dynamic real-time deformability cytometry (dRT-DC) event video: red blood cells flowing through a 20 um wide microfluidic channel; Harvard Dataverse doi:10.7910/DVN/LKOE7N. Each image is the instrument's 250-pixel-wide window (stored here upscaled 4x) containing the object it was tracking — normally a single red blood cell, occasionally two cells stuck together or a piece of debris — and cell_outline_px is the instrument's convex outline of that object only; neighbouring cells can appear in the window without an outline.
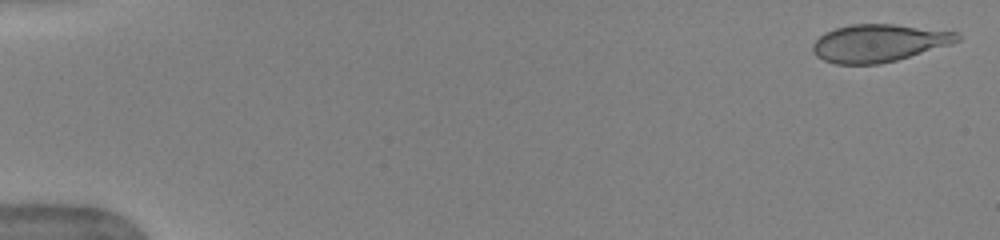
{"species": "human", "species_latin": "Homo sapiens", "temperature_condition": "warm", "stored_images_in_passage": 51, "camera_frame_rate_fps": 3000, "um_per_image_px": 0.085, "donor": {"sex": "female"}, "frame": {"image": 1, "passage_image": 2, "time_ms": 0.333, "image_size_px": [1000, 240], "cell_outline_px": [[960, 40], [952, 44], [896, 60], [880, 64], [836, 64], [824, 60], [816, 56], [812, 52], [812, 44], [824, 32], [836, 28], [852, 24], [892, 24], [956, 32], [960, 36]], "centroid_in_image_um": [74.67, 3.66], "position_along_channel_um": 10.3, "area_um2": 31.5}}
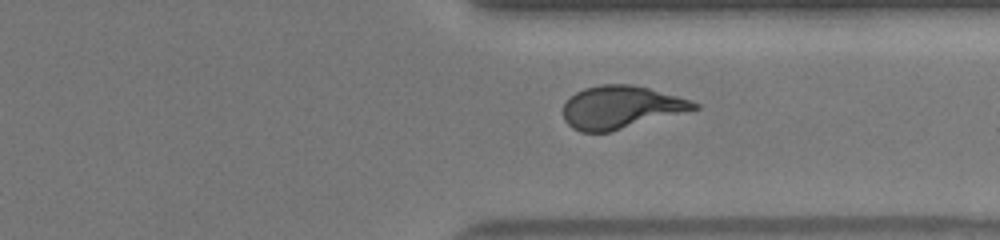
{"frame": {"image": 2, "passage_image": 40, "time_ms": 13.0, "image_size_px": [1000, 240], "cell_outline_px": [[700, 108], [608, 132], [580, 132], [572, 128], [564, 120], [564, 104], [576, 92], [584, 88], [600, 84], [632, 84], [648, 88], [692, 100], [700, 104]], "centroid_in_image_um": [52.77, 9.11], "position_along_channel_um": 358.6, "area_um2": 32.37}}
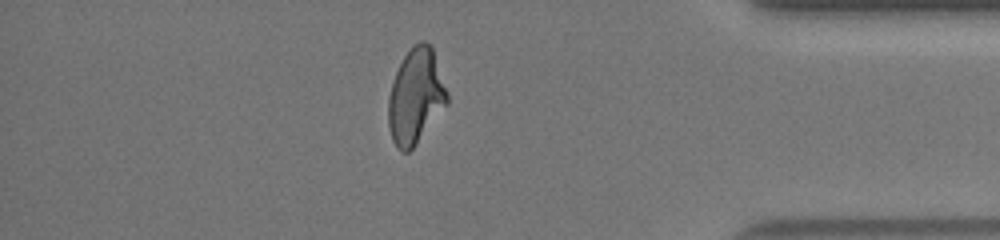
{"frame": {"image": 3, "passage_image": 45, "time_ms": 14.667, "image_size_px": [1000, 240], "cell_outline_px": [[448, 104], [416, 144], [408, 152], [404, 152], [396, 148], [392, 140], [388, 124], [388, 96], [396, 72], [404, 56], [412, 44], [420, 40], [424, 40], [432, 44], [448, 92]], "centroid_in_image_um": [35.35, 8.16], "position_along_channel_um": 399.9, "area_um2": 32.95}, "authors_computed_cell_mechanics": {"area_um2": 32.8882, "velocity_mm_per_s": 3.9811, "shape_relaxation_time_tau1_ms": 7.506, "shape_relaxation_time_tau2_ms": null, "deformation_change_tau1": 0.2276, "deformation_change_tau2": null}}